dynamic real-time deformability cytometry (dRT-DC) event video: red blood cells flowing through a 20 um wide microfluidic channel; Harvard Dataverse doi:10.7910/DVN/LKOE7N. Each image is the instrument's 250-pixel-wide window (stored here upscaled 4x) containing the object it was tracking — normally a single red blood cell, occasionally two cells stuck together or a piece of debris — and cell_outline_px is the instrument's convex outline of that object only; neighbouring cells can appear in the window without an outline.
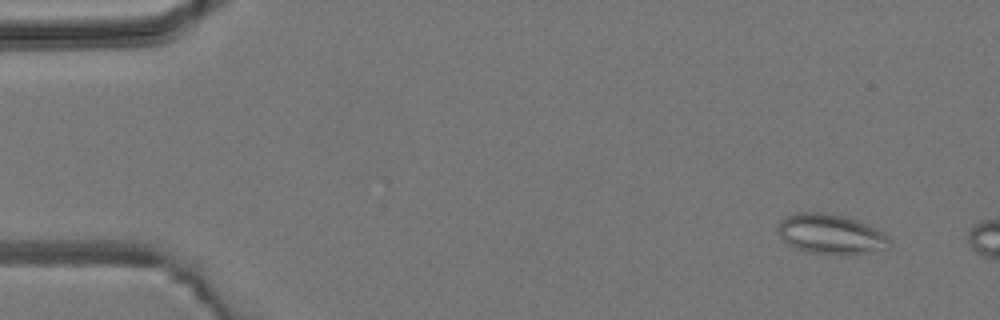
{"species": "common noctule bat (a hibernating species)", "species_latin": "Nyctalus noctula", "temperature_condition": "room temperature", "stored_images_in_passage": 3, "camera_frame_rate_fps": 3000, "um_per_image_px": 0.085, "animal": {"sex": "male", "body_mass_g": 19.2, "forearm_length_mm": 51.8}, "frame": {"image": 1, "passage_image": 1, "time_ms": 0.0, "image_size_px": [1000, 320], "cell_outline_px": [[892, 244], [888, 248], [868, 252], [844, 256], [836, 256], [808, 252], [796, 248], [788, 244], [780, 236], [780, 220], [792, 212], [824, 212], [844, 216], [868, 224], [884, 232], [892, 240]], "centroid_in_image_um": [70.67, 19.91], "position_along_channel_um": 14.3, "area_um2": 26.41}}